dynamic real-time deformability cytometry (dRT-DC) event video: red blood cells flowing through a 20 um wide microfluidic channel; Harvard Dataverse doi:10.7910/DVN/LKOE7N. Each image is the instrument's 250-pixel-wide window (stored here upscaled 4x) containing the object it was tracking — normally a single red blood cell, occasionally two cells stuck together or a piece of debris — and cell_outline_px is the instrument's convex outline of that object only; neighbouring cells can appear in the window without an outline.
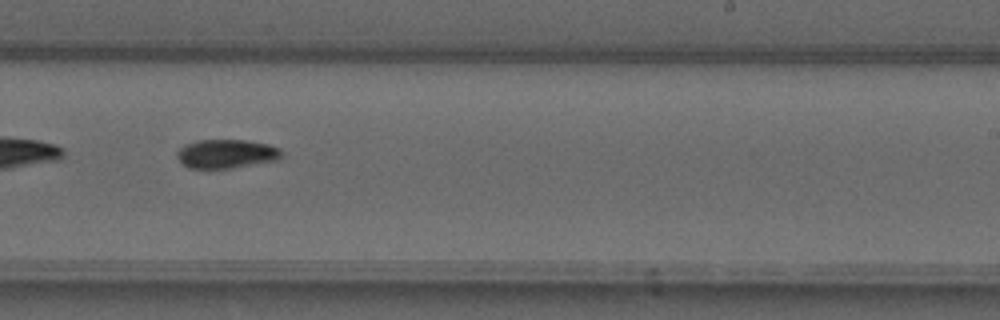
{"species": "common noctule bat (a hibernating species)", "species_latin": "Nyctalus noctula", "temperature_condition": "warm", "stored_images_in_passage": 34, "camera_frame_rate_fps": 3000, "um_per_image_px": 0.085, "animal": {"sex": "male", "forearm_length_mm": 52.5}, "frame": {"image": 1, "passage_image": 15, "time_ms": 4.667, "image_size_px": [1000, 320], "cell_outline_px": [[284, 156], [276, 160], [232, 168], [188, 168], [176, 156], [176, 152], [180, 148], [196, 140], [248, 140], [268, 144], [280, 148], [284, 152]], "centroid_in_image_um": [19.29, 13.07], "position_along_channel_um": 269.7, "area_um2": 17.63}}
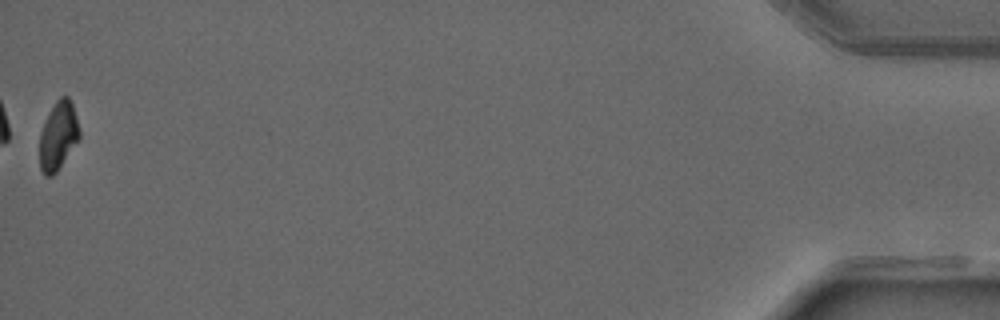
{"frame": {"image": 2, "passage_image": 34, "time_ms": 11.0, "image_size_px": [1000, 320], "cell_outline_px": [[80, 136], [56, 172], [52, 176], [44, 176], [40, 168], [40, 132], [48, 112], [56, 100], [60, 96], [68, 96], [72, 104], [76, 116], [80, 132]], "centroid_in_image_um": [4.93, 11.52], "position_along_channel_um": 430.3, "area_um2": 15.66}}